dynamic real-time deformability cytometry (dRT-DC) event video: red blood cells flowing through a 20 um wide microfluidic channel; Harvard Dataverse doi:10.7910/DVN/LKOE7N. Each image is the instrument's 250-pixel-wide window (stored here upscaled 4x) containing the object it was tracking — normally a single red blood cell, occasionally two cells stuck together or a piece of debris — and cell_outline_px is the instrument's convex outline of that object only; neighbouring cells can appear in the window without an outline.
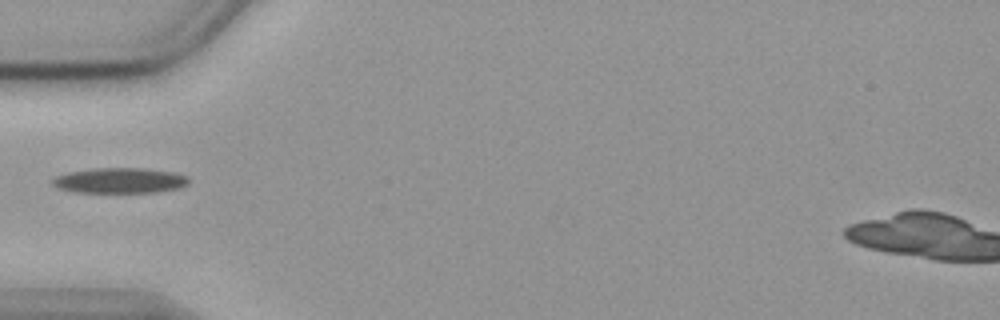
{"species": "common noctule bat (a hibernating species)", "species_latin": "Nyctalus noctula", "temperature_condition": "cold", "stored_images_in_passage": 39, "camera_frame_rate_fps": 3000, "um_per_image_px": 0.085, "animal": {"sex": "female", "body_mass_g": 19.9}, "frame": {"image": 1, "passage_image": 1, "time_ms": 0.0, "image_size_px": [1000, 320], "cell_outline_px": [[188, 184], [176, 188], [156, 192], [72, 192], [60, 188], [52, 184], [52, 180], [56, 176], [68, 172], [96, 168], [144, 168], [176, 172], [188, 176]], "centroid_in_image_um": [10.19, 15.33], "position_along_channel_um": 74.8, "area_um2": 20.06}}
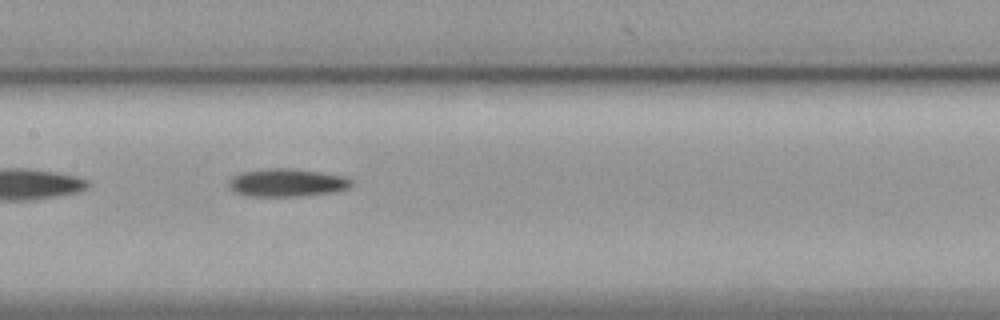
{"frame": {"image": 2, "passage_image": 10, "time_ms": 3.0, "image_size_px": [1000, 320], "cell_outline_px": [[352, 184], [348, 188], [332, 192], [300, 196], [252, 196], [236, 192], [228, 184], [228, 180], [232, 176], [240, 172], [268, 168], [288, 168], [320, 172], [344, 176], [352, 180]], "centroid_in_image_um": [24.38, 15.51], "position_along_channel_um": 183.0, "area_um2": 19.83}}
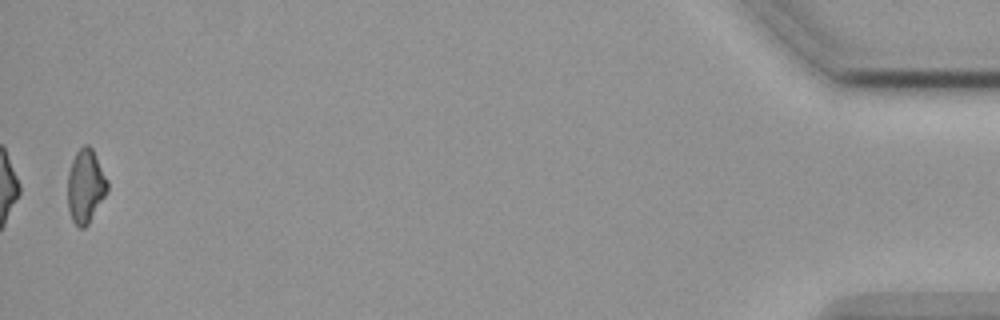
{"frame": {"image": 3, "passage_image": 38, "time_ms": 12.333, "image_size_px": [1000, 320], "cell_outline_px": [[108, 188], [104, 196], [88, 224], [84, 228], [80, 228], [72, 220], [68, 208], [68, 172], [72, 160], [76, 152], [84, 144], [88, 144], [92, 148], [108, 180]], "centroid_in_image_um": [7.26, 15.8], "position_along_channel_um": 427.9, "area_um2": 16.88}}